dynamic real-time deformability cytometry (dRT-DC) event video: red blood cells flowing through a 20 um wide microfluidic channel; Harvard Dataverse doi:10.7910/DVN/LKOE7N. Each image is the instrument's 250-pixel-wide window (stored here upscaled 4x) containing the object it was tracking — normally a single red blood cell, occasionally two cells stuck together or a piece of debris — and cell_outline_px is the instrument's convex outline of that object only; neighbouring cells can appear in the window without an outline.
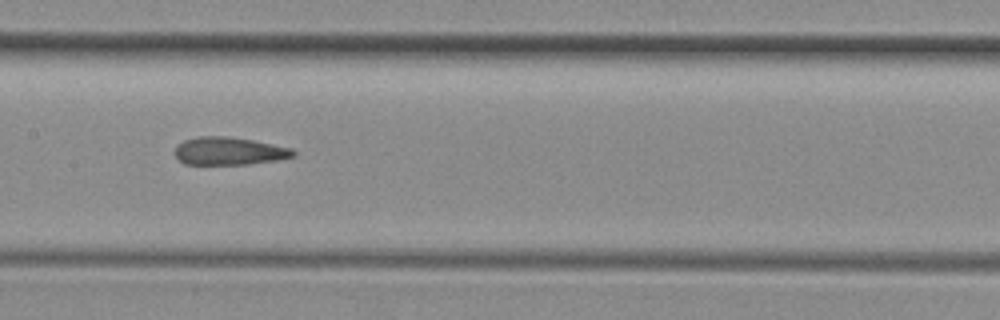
{"species": "common noctule bat (a hibernating species)", "species_latin": "Nyctalus noctula", "temperature_condition": "room temperature", "stored_images_in_passage": 8, "camera_frame_rate_fps": 3000, "um_per_image_px": 0.085, "animal": {"sex": "female", "body_mass_g": 29.2, "forearm_length_mm": 56.3}, "frame": {"image": 1, "passage_image": 8, "time_ms": 2.333, "image_size_px": [1000, 320], "cell_outline_px": [[296, 156], [276, 160], [248, 164], [184, 164], [176, 156], [176, 144], [184, 140], [196, 136], [224, 136], [252, 140], [292, 148], [296, 152]], "centroid_in_image_um": [19.47, 12.83], "position_along_channel_um": 187.9, "area_um2": 19.13}}